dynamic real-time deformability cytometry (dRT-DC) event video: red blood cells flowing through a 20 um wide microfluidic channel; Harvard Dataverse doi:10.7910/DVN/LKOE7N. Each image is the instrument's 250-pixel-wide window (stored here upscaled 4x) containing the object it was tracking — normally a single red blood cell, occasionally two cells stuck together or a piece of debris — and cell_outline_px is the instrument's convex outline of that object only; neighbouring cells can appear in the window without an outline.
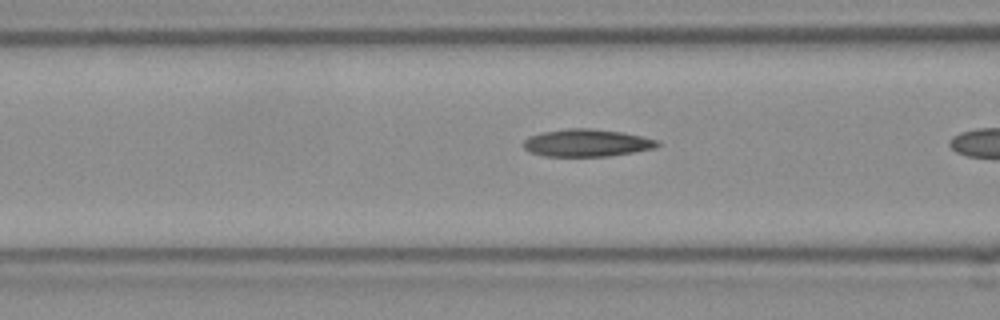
{"species": "Egyptian fruit bat (a non-hibernating species)", "species_latin": "Rousettus aegyptiacus", "temperature_condition": "room temperature", "stored_images_in_passage": 17, "camera_frame_rate_fps": 3000, "um_per_image_px": 0.085, "frame": {"image": 1, "passage_image": 16, "time_ms": 5.0, "image_size_px": [1000, 320], "cell_outline_px": [[660, 144], [656, 148], [608, 156], [544, 156], [532, 152], [524, 148], [524, 140], [528, 136], [544, 132], [568, 128], [592, 128], [620, 132], [640, 136], [656, 140]], "centroid_in_image_um": [49.86, 12.14], "position_along_channel_um": 116.7, "area_um2": 21.15}}